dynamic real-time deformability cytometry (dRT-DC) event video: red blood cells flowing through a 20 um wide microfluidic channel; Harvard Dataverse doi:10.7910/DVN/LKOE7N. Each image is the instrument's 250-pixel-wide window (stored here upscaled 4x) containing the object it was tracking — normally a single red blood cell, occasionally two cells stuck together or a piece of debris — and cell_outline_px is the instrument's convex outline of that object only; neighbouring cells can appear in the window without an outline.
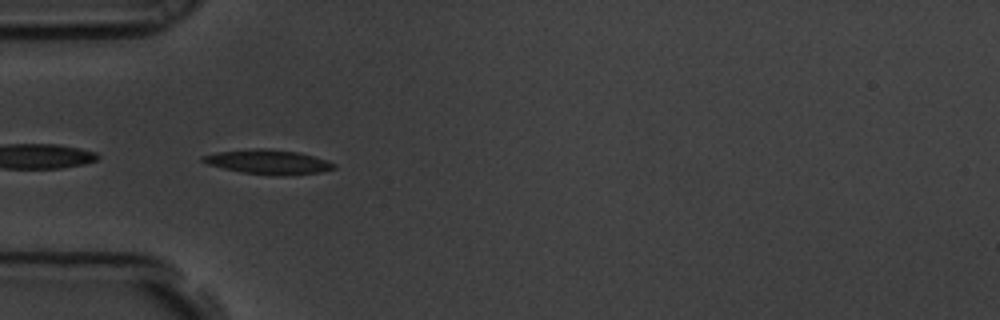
{"species": "common noctule bat (a hibernating species)", "species_latin": "Nyctalus noctula", "temperature_condition": "room temperature", "stored_images_in_passage": 40, "camera_frame_rate_fps": 3000, "um_per_image_px": 0.085, "animal": {"sex": "male", "body_mass_g": 19.5, "forearm_length_mm": 54.6}, "frame": {"image": 1, "passage_image": 1, "time_ms": 0.0, "image_size_px": [1000, 320], "cell_outline_px": [[336, 168], [320, 172], [276, 176], [244, 172], [224, 168], [208, 164], [200, 160], [200, 156], [216, 152], [256, 148], [268, 148], [300, 152], [328, 160], [336, 164]], "centroid_in_image_um": [22.82, 13.75], "position_along_channel_um": 62.2, "area_um2": 18.73}}
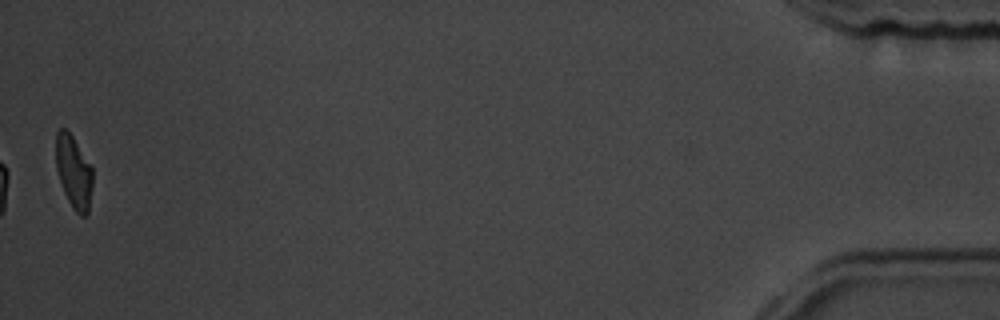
{"frame": {"image": 2, "passage_image": 40, "time_ms": 13.0, "image_size_px": [1000, 320], "cell_outline_px": [[92, 184], [88, 212], [84, 216], [80, 216], [72, 208], [64, 192], [56, 168], [56, 132], [60, 128], [68, 128], [92, 164]], "centroid_in_image_um": [6.27, 14.55], "position_along_channel_um": 428.9, "area_um2": 15.9}, "authors_computed_cell_mechanics": {"area_um2": 17.1377, "velocity_mm_per_s": 3.569, "shape_relaxation_time_tau1_ms": 3.4292, "shape_relaxation_time_tau2_ms": 3.9304, "deformation_change_tau1": 0.1188, "deformation_change_tau2": 0.1046}}